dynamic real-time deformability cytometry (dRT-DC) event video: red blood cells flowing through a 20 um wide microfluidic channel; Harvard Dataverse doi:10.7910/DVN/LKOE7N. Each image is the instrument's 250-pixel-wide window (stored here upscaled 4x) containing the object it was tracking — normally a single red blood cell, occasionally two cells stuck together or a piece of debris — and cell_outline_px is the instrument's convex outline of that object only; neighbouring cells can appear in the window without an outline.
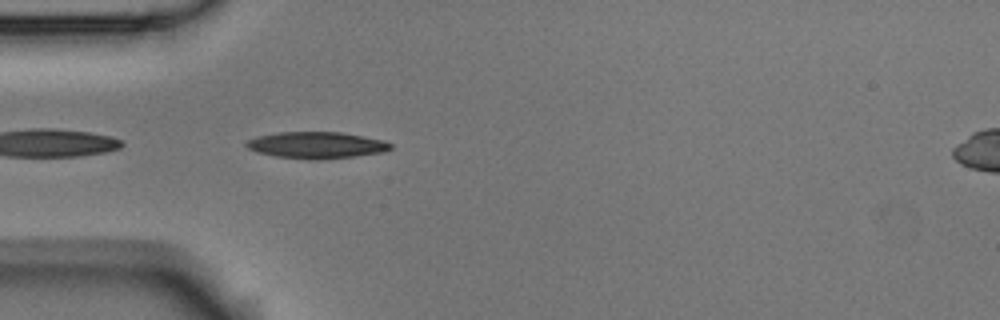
{"species": "Egyptian fruit bat (a non-hibernating species)", "species_latin": "Rousettus aegyptiacus", "temperature_condition": "room temperature", "stored_images_in_passage": 5, "camera_frame_rate_fps": 3000, "um_per_image_px": 0.085, "animal": {"sex": "male"}, "frame": {"image": 1, "passage_image": 2, "time_ms": 0.333, "image_size_px": [1000, 320], "cell_outline_px": [[392, 148], [384, 152], [352, 156], [316, 160], [308, 160], [276, 156], [256, 152], [248, 148], [244, 144], [248, 140], [256, 136], [276, 132], [340, 132], [364, 136], [384, 140], [392, 144]], "centroid_in_image_um": [26.88, 12.33], "position_along_channel_um": 58.1, "area_um2": 22.43}}